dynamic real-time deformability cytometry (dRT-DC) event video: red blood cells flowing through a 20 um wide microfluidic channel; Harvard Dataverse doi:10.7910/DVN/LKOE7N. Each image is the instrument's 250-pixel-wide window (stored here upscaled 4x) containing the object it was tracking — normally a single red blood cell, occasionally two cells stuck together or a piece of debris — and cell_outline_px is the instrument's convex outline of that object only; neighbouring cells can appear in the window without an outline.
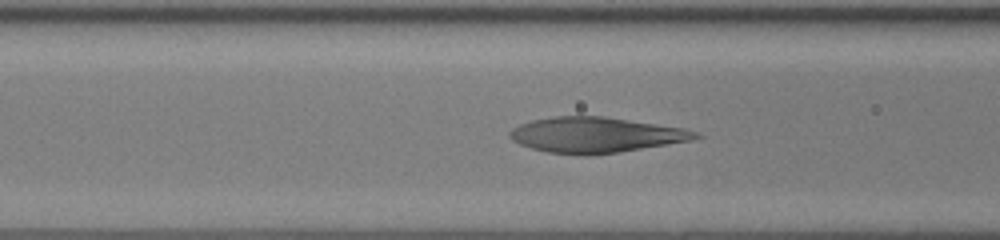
{"species": "human", "species_latin": "Homo sapiens", "temperature_condition": "room temperature", "stored_images_in_passage": 51, "camera_frame_rate_fps": 3000, "um_per_image_px": 0.085, "donor": {"sex": "female"}, "frame": {"image": 1, "passage_image": 21, "time_ms": 6.667, "image_size_px": [1000, 240], "cell_outline_px": [[704, 136], [692, 140], [616, 152], [548, 152], [532, 148], [520, 144], [512, 140], [508, 136], [508, 132], [512, 128], [520, 124], [532, 120], [552, 116], [604, 116], [684, 128], [696, 132]], "centroid_in_image_um": [50.62, 11.42], "position_along_channel_um": 116.0, "area_um2": 37.22}}
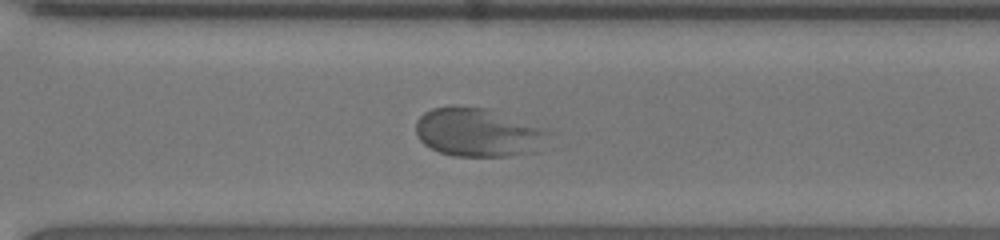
{"frame": {"image": 2, "passage_image": 37, "time_ms": 12.0, "image_size_px": [1000, 240], "cell_outline_px": [[552, 132], [536, 152], [508, 156], [452, 156], [440, 152], [424, 144], [416, 136], [416, 120], [424, 112], [432, 108], [452, 104], [488, 108], [544, 128]], "centroid_in_image_um": [40.61, 11.23], "position_along_channel_um": 330.0, "area_um2": 38.03}}
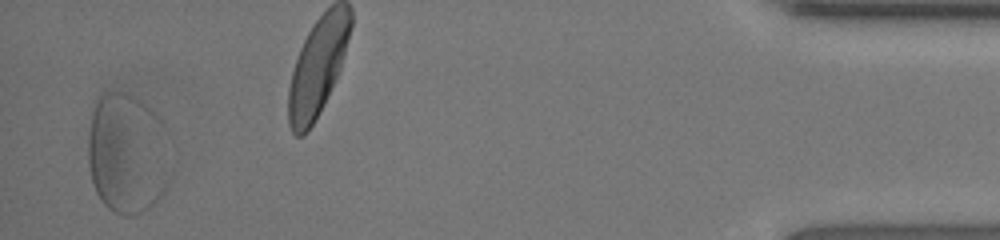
{"frame": {"image": 3, "passage_image": 50, "time_ms": 16.333, "image_size_px": [1000, 240], "cell_outline_px": [[164, 188], [160, 196], [148, 208], [132, 216], [124, 216], [112, 212], [100, 200], [96, 192], [92, 180], [88, 164], [88, 136], [92, 112], [96, 100], [104, 92], [120, 92], [132, 96], [140, 100], [152, 108], [164, 120]], "centroid_in_image_um": [10.72, 13.02], "position_along_channel_um": 424.5, "area_um2": 56.93}}